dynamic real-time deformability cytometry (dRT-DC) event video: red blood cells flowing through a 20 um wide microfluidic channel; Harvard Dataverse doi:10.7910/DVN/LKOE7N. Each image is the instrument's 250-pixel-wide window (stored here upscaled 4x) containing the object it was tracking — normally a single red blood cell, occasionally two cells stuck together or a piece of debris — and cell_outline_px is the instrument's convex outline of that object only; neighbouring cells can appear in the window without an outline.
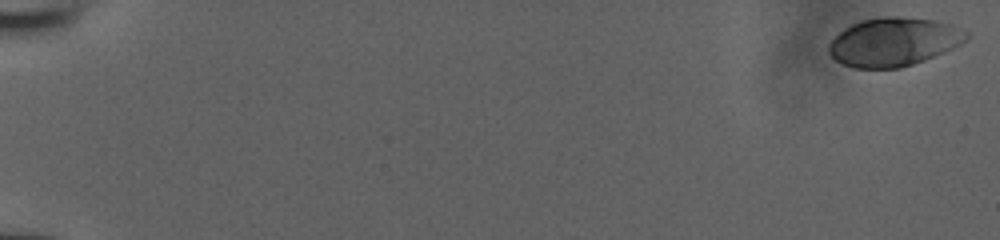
{"species": "human", "species_latin": "Homo sapiens", "temperature_condition": "room temperature", "stored_images_in_passage": 53, "camera_frame_rate_fps": 3000, "um_per_image_px": 0.085, "donor": {"sex": "male"}, "frame": {"image": 1, "passage_image": 1, "time_ms": 0.0, "image_size_px": [1000, 240], "cell_outline_px": [[968, 36], [960, 44], [944, 52], [924, 60], [900, 68], [852, 68], [836, 60], [828, 52], [828, 44], [844, 28], [852, 24], [864, 20], [880, 16], [896, 16], [936, 20], [952, 24], [968, 32]], "centroid_in_image_um": [75.96, 3.55], "position_along_channel_um": 9.0, "area_um2": 38.78}}
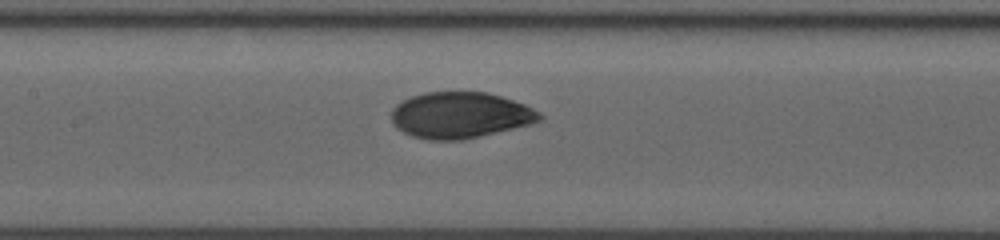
{"frame": {"image": 2, "passage_image": 28, "time_ms": 9.0, "image_size_px": [1000, 240], "cell_outline_px": [[544, 116], [540, 120], [532, 124], [464, 140], [428, 140], [412, 136], [396, 128], [392, 124], [392, 108], [396, 104], [412, 96], [424, 92], [488, 92], [524, 104], [540, 112]], "centroid_in_image_um": [39.11, 9.8], "position_along_channel_um": 168.3, "area_um2": 40.0}}
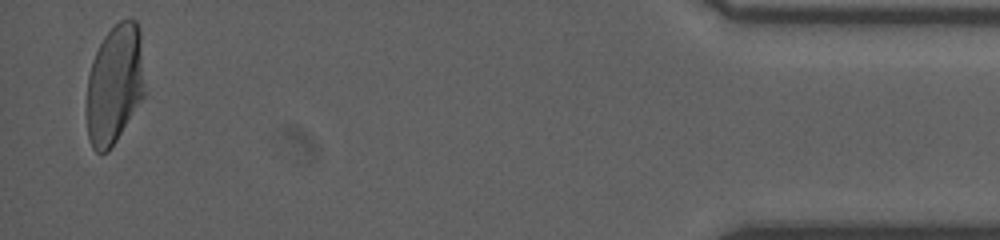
{"frame": {"image": 3, "passage_image": 52, "time_ms": 17.0, "image_size_px": [1000, 240], "cell_outline_px": [[144, 96], [116, 140], [108, 152], [96, 152], [92, 148], [88, 136], [88, 76], [92, 60], [104, 36], [120, 20], [128, 16], [136, 20], [140, 28], [144, 92]], "centroid_in_image_um": [9.75, 7.13], "position_along_channel_um": 425.4, "area_um2": 40.06}}